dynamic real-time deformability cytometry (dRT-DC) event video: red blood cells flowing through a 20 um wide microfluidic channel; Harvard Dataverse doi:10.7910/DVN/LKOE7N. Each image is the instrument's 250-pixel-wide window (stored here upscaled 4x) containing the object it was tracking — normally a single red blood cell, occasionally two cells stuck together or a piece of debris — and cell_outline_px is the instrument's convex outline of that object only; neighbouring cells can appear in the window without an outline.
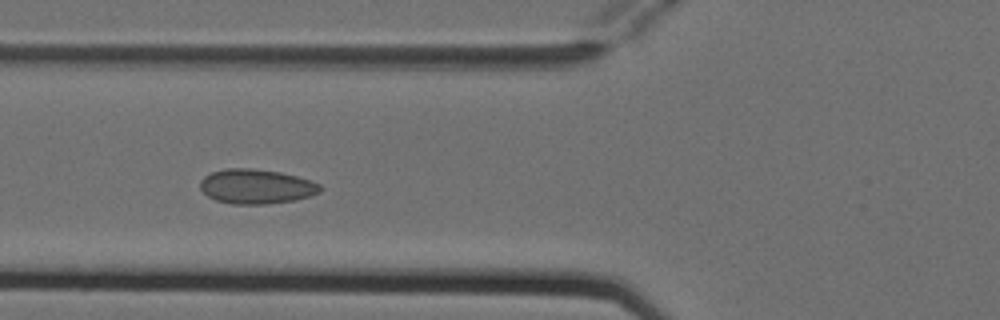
{"species": "Egyptian fruit bat (a non-hibernating species)", "species_latin": "Rousettus aegyptiacus", "temperature_condition": "cold", "stored_images_in_passage": 5, "camera_frame_rate_fps": 3000, "um_per_image_px": 0.085, "animal": {"sex": "female"}, "frame": {"image": 1, "passage_image": 4, "time_ms": 1.0, "image_size_px": [1000, 320], "cell_outline_px": [[320, 192], [296, 200], [268, 204], [232, 204], [216, 200], [208, 196], [200, 188], [200, 180], [204, 176], [212, 172], [224, 168], [252, 168], [280, 172], [296, 176], [320, 184]], "centroid_in_image_um": [21.75, 15.85], "position_along_channel_um": 104.1, "area_um2": 24.16}}
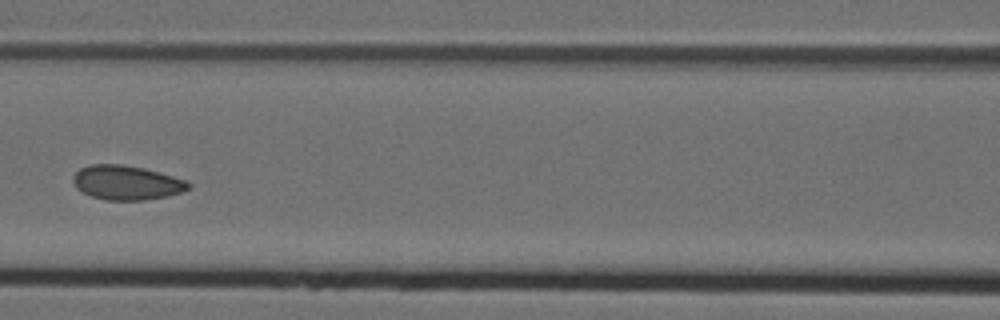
{"frame": {"image": 2, "passage_image": 5, "time_ms": 1.333, "image_size_px": [1000, 320], "cell_outline_px": [[192, 184], [188, 188], [180, 192], [164, 196], [144, 200], [104, 200], [92, 196], [76, 188], [72, 180], [72, 176], [80, 168], [88, 164], [120, 164], [144, 168], [172, 176], [184, 180]], "centroid_in_image_um": [10.7, 15.51], "position_along_channel_um": 155.9, "area_um2": 22.89}}